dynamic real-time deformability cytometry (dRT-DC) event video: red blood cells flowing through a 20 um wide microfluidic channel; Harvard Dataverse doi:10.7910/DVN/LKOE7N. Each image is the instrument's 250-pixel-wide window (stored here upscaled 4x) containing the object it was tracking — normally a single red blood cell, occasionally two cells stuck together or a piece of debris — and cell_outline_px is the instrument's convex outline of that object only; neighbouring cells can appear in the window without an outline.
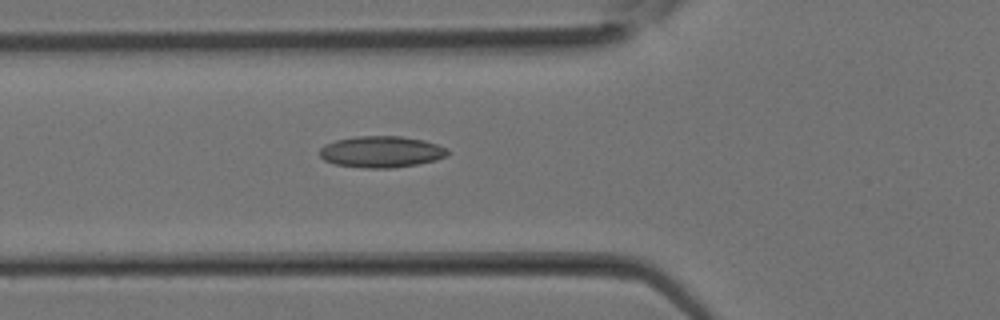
{"species": "Egyptian fruit bat (a non-hibernating species)", "species_latin": "Rousettus aegyptiacus", "temperature_condition": "room temperature", "stored_images_in_passage": 26, "segment_of_instrument_passage": [1, 2], "camera_frame_rate_fps": 3000, "um_per_image_px": 0.085, "animal": {"sex": "female"}, "frame": {"image": 1, "passage_image": 5, "time_ms": 1.333, "image_size_px": [1000, 320], "cell_outline_px": [[448, 156], [436, 160], [416, 164], [392, 168], [364, 168], [336, 164], [324, 160], [320, 156], [320, 148], [324, 144], [336, 140], [356, 136], [400, 136], [424, 140], [448, 148]], "centroid_in_image_um": [32.42, 12.9], "position_along_channel_um": 93.4, "area_um2": 23.47}}
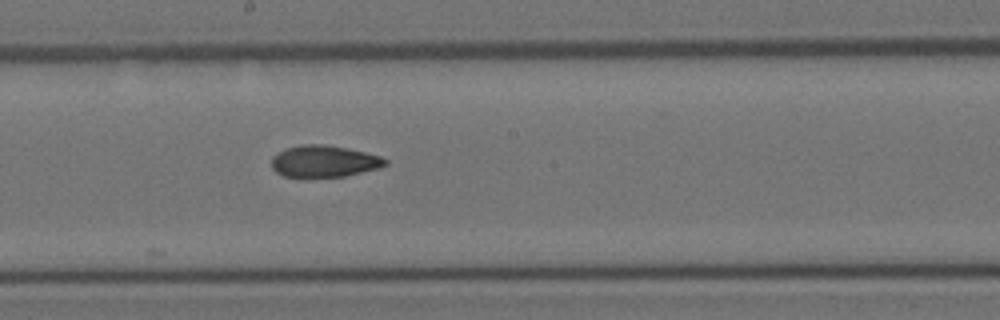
{"frame": {"image": 2, "passage_image": 11, "time_ms": 3.333, "image_size_px": [1000, 320], "cell_outline_px": [[388, 164], [380, 168], [344, 176], [308, 180], [304, 180], [284, 176], [276, 172], [272, 168], [272, 156], [288, 148], [300, 144], [324, 144], [348, 148], [380, 156], [388, 160]], "centroid_in_image_um": [27.53, 13.75], "position_along_channel_um": 220.7, "area_um2": 21.73}}
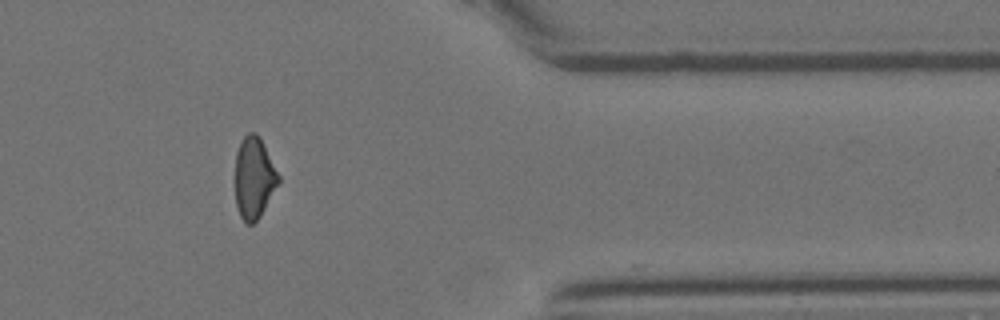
{"frame": {"image": 3, "passage_image": 20, "time_ms": 6.333, "image_size_px": [1000, 320], "cell_outline_px": [[280, 180], [260, 216], [252, 224], [244, 224], [240, 216], [236, 204], [236, 152], [244, 136], [248, 132], [256, 132], [260, 136], [280, 176]], "centroid_in_image_um": [21.59, 15.1], "position_along_channel_um": 389.8, "area_um2": 20.46}}